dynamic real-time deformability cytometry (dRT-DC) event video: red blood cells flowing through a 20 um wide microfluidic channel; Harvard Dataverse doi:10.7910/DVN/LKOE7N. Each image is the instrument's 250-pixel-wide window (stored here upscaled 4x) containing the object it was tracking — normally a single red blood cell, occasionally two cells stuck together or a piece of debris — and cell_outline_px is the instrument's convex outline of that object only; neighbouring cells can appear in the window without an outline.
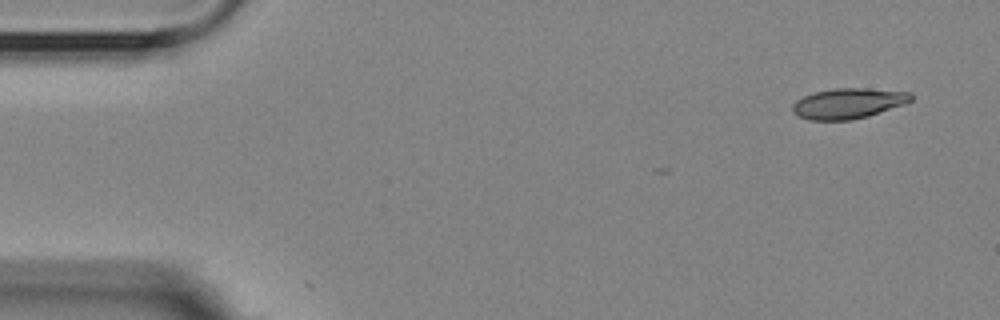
{"species": "Egyptian fruit bat (a non-hibernating species)", "species_latin": "Rousettus aegyptiacus", "temperature_condition": "room temperature", "stored_images_in_passage": 8, "camera_frame_rate_fps": 3000, "um_per_image_px": 0.085, "animal": {"sex": "female"}, "frame": {"image": 1, "passage_image": 1, "time_ms": 0.0, "image_size_px": [1000, 320], "cell_outline_px": [[912, 100], [904, 104], [868, 116], [852, 120], [808, 120], [792, 112], [792, 104], [796, 100], [804, 96], [816, 92], [836, 88], [864, 88], [912, 92]], "centroid_in_image_um": [72.1, 8.79], "position_along_channel_um": 12.9, "area_um2": 20.92}}
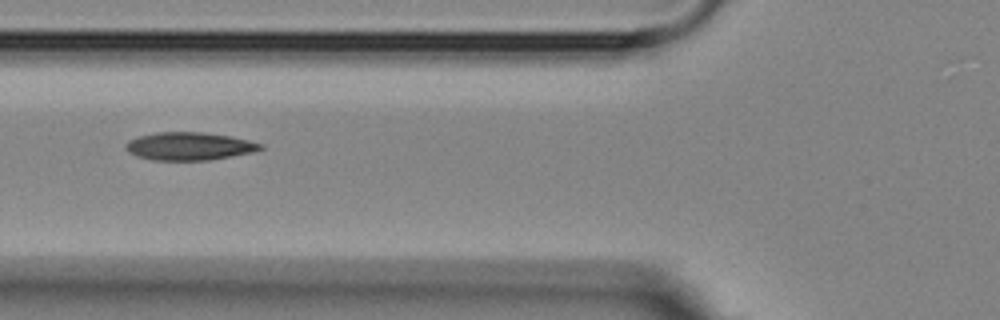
{"frame": {"image": 2, "passage_image": 6, "time_ms": 5.667, "image_size_px": [1000, 320], "cell_outline_px": [[264, 148], [252, 152], [208, 160], [152, 160], [136, 156], [128, 152], [124, 148], [124, 144], [128, 140], [140, 136], [156, 132], [204, 132], [232, 136], [264, 144]], "centroid_in_image_um": [16.06, 12.42], "position_along_channel_um": 109.7, "area_um2": 22.02}}
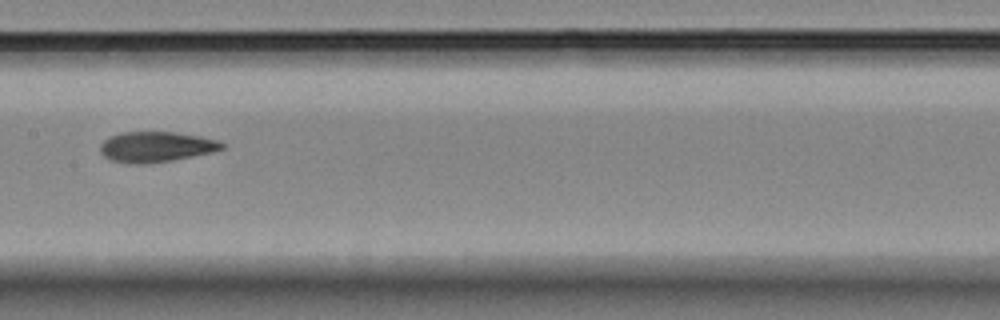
{"frame": {"image": 3, "passage_image": 8, "time_ms": 8.0, "image_size_px": [1000, 320], "cell_outline_px": [[224, 148], [212, 152], [172, 160], [144, 164], [128, 164], [108, 160], [100, 152], [100, 144], [108, 136], [120, 132], [176, 132], [200, 136], [216, 140], [224, 144]], "centroid_in_image_um": [13.2, 12.48], "position_along_channel_um": 194.2, "area_um2": 21.73}}